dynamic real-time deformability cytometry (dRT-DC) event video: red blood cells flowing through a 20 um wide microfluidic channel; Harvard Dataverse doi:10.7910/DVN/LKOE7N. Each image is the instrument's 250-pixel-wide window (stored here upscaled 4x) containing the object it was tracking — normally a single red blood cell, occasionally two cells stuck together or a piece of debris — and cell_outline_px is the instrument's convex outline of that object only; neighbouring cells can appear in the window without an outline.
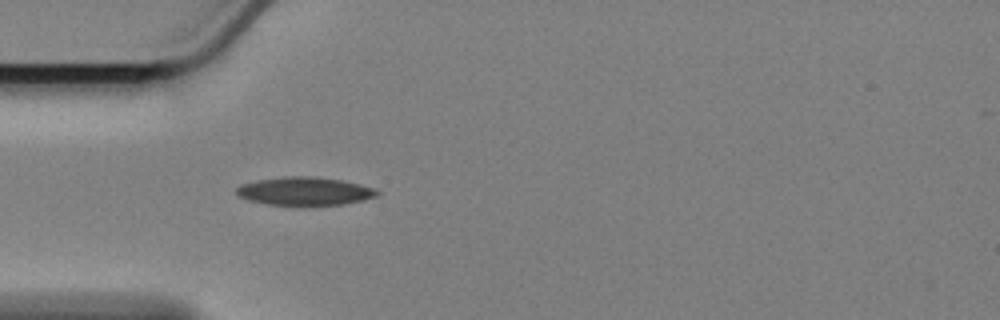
{"species": "Egyptian fruit bat (a non-hibernating species)", "species_latin": "Rousettus aegyptiacus", "temperature_condition": "cold", "stored_images_in_passage": 34, "camera_frame_rate_fps": 3000, "um_per_image_px": 0.085, "animal": {"sex": "female"}, "frame": {"image": 1, "passage_image": 1, "time_ms": 0.0, "image_size_px": [1000, 320], "cell_outline_px": [[380, 192], [376, 196], [344, 204], [268, 204], [248, 200], [240, 196], [236, 192], [236, 188], [240, 184], [260, 180], [284, 176], [312, 176], [340, 180], [360, 184], [372, 188]], "centroid_in_image_um": [25.87, 16.23], "position_along_channel_um": 59.1, "area_um2": 22.54}}
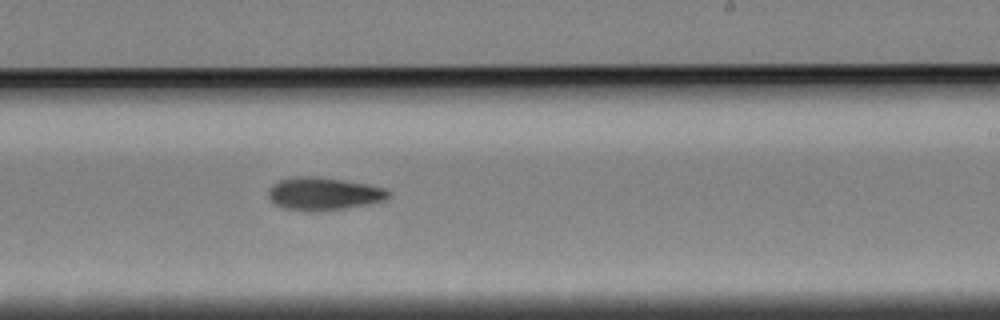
{"frame": {"image": 2, "passage_image": 19, "time_ms": 6.0, "image_size_px": [1000, 320], "cell_outline_px": [[392, 196], [384, 200], [344, 208], [316, 212], [308, 212], [284, 208], [276, 204], [268, 196], [268, 188], [272, 184], [280, 180], [292, 176], [312, 176], [344, 180], [368, 184], [384, 188], [392, 192]], "centroid_in_image_um": [27.49, 16.46], "position_along_channel_um": 261.5, "area_um2": 23.06}}
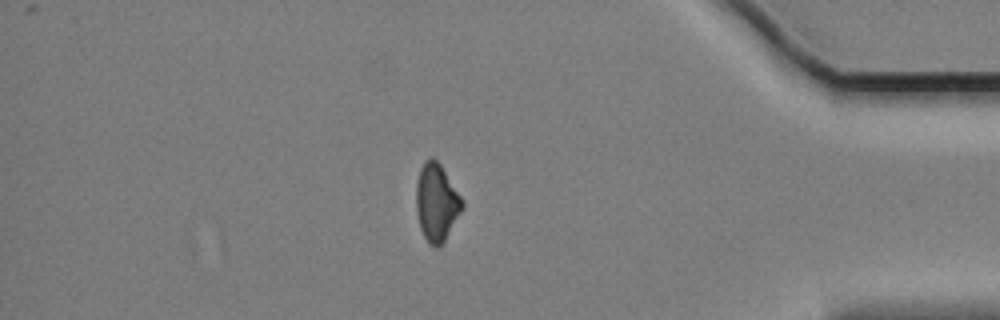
{"frame": {"image": 3, "passage_image": 34, "time_ms": 11.0, "image_size_px": [1000, 320], "cell_outline_px": [[464, 208], [444, 240], [436, 248], [428, 244], [420, 228], [416, 212], [416, 184], [420, 168], [424, 160], [432, 156], [440, 164], [460, 196], [464, 204]], "centroid_in_image_um": [37.08, 17.2], "position_along_channel_um": 398.1, "area_um2": 20.69}, "authors_computed_cell_mechanics": {"area_um2": 22.1085, "velocity_mm_per_s": 3.4061, "shape_relaxation_time_tau1_ms": 9.7862, "shape_relaxation_time_tau2_ms": null, "deformation_change_tau1": 0.1703, "deformation_change_tau2": null}}